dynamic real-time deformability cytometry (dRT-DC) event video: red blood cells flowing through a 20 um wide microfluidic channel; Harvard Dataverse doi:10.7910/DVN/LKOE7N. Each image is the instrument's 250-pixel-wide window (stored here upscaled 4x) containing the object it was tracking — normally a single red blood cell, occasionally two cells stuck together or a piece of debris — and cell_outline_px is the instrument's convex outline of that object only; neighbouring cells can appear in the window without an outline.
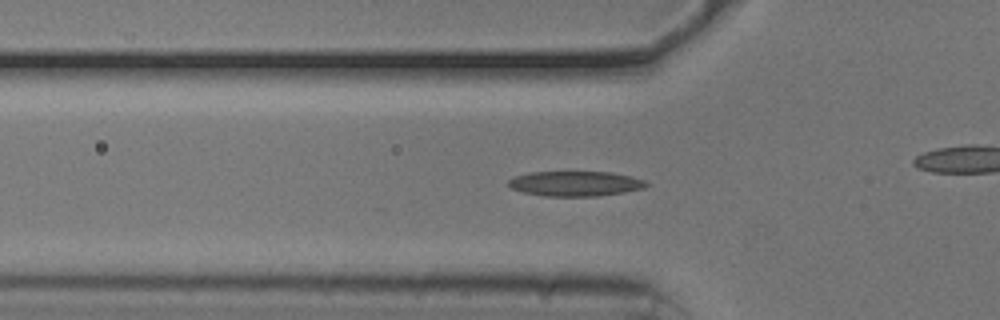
{"species": "common noctule bat (a hibernating species)", "species_latin": "Nyctalus noctula", "temperature_condition": "cold", "stored_images_in_passage": 42, "camera_frame_rate_fps": 3000, "um_per_image_px": 0.085, "animal": {"sex": "male", "body_mass_g": 20.5, "forearm_length_mm": 52.5}, "frame": {"image": 1, "passage_image": 17, "time_ms": 5.333, "image_size_px": [1000, 320], "cell_outline_px": [[648, 184], [644, 188], [624, 192], [596, 196], [544, 196], [524, 192], [512, 188], [508, 184], [508, 180], [512, 176], [528, 172], [612, 172], [632, 176], [644, 180]], "centroid_in_image_um": [48.88, 15.6], "position_along_channel_um": 76.9, "area_um2": 20.11}}
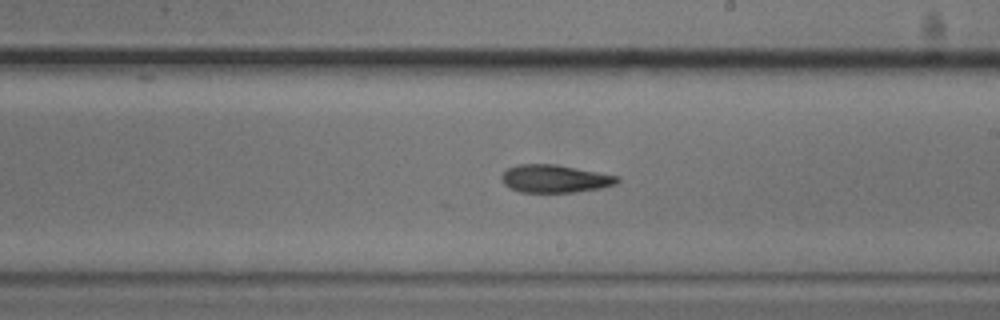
{"frame": {"image": 2, "passage_image": 30, "time_ms": 9.667, "image_size_px": [1000, 320], "cell_outline_px": [[620, 180], [616, 184], [600, 188], [576, 192], [520, 192], [508, 188], [504, 184], [500, 176], [508, 168], [516, 164], [556, 164], [620, 176]], "centroid_in_image_um": [47.15, 15.19], "position_along_channel_um": 241.8, "area_um2": 18.9}}
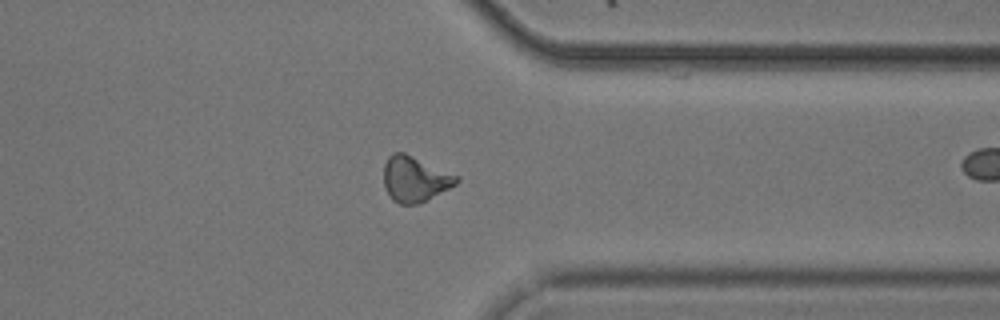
{"frame": {"image": 3, "passage_image": 41, "time_ms": 13.333, "image_size_px": [1000, 320], "cell_outline_px": [[460, 180], [456, 184], [420, 204], [400, 204], [392, 200], [384, 184], [384, 164], [388, 156], [392, 152], [404, 152], [460, 176]], "centroid_in_image_um": [35.27, 15.21], "position_along_channel_um": 376.1, "area_um2": 19.36}}